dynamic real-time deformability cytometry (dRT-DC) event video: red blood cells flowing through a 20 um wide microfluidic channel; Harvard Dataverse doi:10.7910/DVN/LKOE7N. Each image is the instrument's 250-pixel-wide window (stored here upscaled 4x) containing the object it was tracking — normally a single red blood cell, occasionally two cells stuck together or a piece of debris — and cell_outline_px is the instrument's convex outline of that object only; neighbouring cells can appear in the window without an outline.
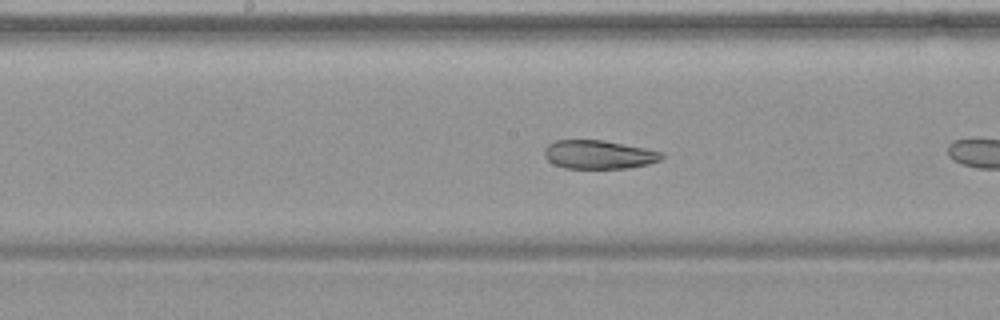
{"species": "common noctule bat (a hibernating species)", "species_latin": "Nyctalus noctula", "temperature_condition": "warm", "stored_images_in_passage": 13, "camera_frame_rate_fps": 3000, "um_per_image_px": 0.085, "animal": {"sex": "female", "body_mass_g": 19.9}, "frame": {"image": 1, "passage_image": 11, "time_ms": 3.333, "image_size_px": [1000, 320], "cell_outline_px": [[664, 156], [660, 160], [648, 164], [628, 168], [564, 168], [548, 160], [544, 156], [544, 148], [548, 144], [556, 140], [604, 140], [664, 152]], "centroid_in_image_um": [50.9, 13.13], "position_along_channel_um": 197.3, "area_um2": 19.54}}